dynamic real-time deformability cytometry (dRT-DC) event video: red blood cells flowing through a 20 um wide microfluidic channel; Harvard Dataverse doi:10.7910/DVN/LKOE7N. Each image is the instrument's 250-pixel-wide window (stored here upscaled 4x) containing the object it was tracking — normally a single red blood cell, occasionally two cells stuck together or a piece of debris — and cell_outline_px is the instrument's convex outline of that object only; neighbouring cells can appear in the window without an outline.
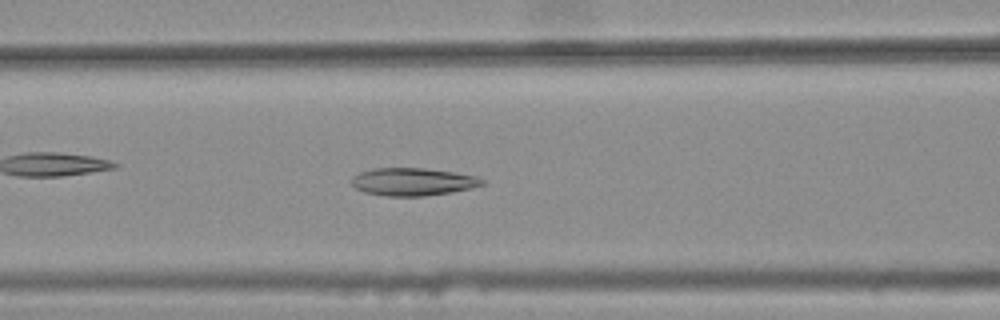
{"species": "common noctule bat (a hibernating species)", "species_latin": "Nyctalus noctula", "temperature_condition": "warm", "stored_images_in_passage": 42, "camera_frame_rate_fps": 3000, "um_per_image_px": 0.085, "animal": {"sex": "female", "body_mass_g": 25.1}, "frame": {"image": 1, "passage_image": 19, "time_ms": 6.0, "image_size_px": [1000, 320], "cell_outline_px": [[484, 184], [452, 192], [424, 196], [388, 196], [364, 192], [356, 188], [352, 184], [352, 176], [360, 172], [372, 168], [424, 168], [452, 172], [476, 176], [484, 180]], "centroid_in_image_um": [35.06, 15.44], "position_along_channel_um": 131.5, "area_um2": 20.92}}
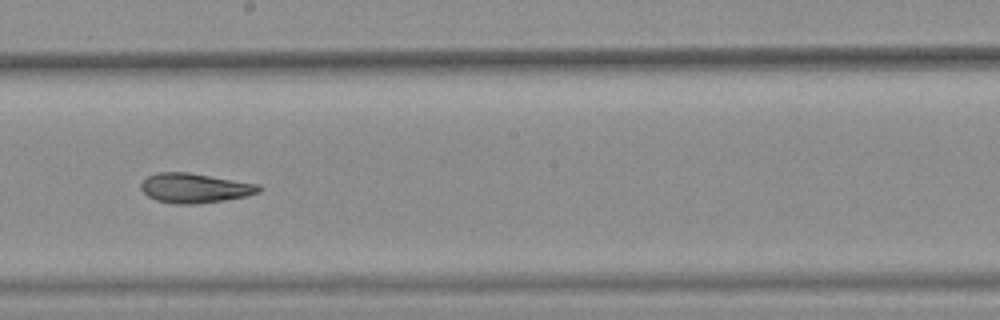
{"frame": {"image": 2, "passage_image": 27, "time_ms": 8.667, "image_size_px": [1000, 320], "cell_outline_px": [[264, 188], [260, 192], [248, 196], [224, 200], [192, 204], [172, 204], [156, 200], [148, 196], [140, 188], [140, 184], [148, 176], [156, 172], [188, 172], [260, 184]], "centroid_in_image_um": [16.58, 15.98], "position_along_channel_um": 231.6, "area_um2": 20.52}}
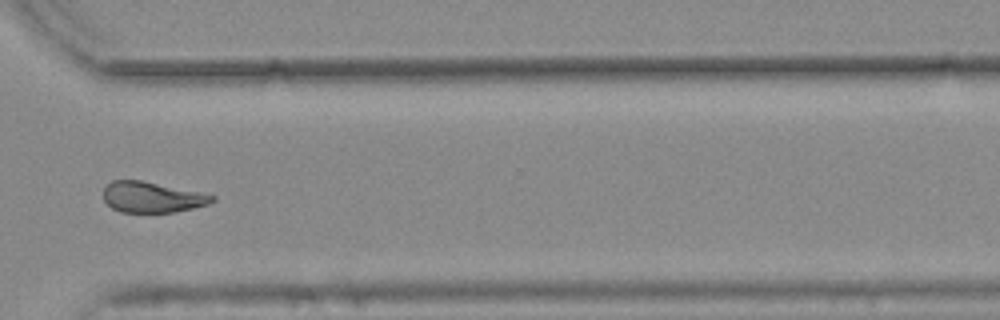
{"frame": {"image": 3, "passage_image": 37, "time_ms": 12.0, "image_size_px": [1000, 320], "cell_outline_px": [[216, 200], [208, 204], [176, 212], [120, 212], [112, 208], [104, 200], [104, 188], [112, 180], [140, 180], [200, 192], [216, 196]], "centroid_in_image_um": [12.93, 16.76], "position_along_channel_um": 357.7, "area_um2": 19.36}, "authors_computed_cell_mechanics": {"area_um2": 20.7791, "velocity_mm_per_s": 3.7608, "shape_relaxation_time_tau1_ms": null, "shape_relaxation_time_tau2_ms": 3.7694, "deformation_change_tau1": null, "deformation_change_tau2": 0.1072}}